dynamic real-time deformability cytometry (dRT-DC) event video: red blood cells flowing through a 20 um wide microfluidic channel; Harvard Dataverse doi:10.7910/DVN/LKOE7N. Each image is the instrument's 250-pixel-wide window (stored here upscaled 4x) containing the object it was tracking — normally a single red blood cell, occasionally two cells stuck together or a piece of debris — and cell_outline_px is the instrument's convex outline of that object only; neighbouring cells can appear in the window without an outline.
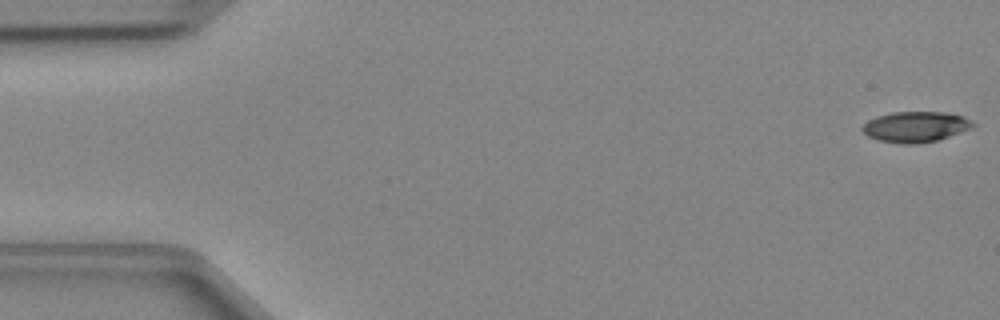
{"species": "Egyptian fruit bat (a non-hibernating species)", "species_latin": "Rousettus aegyptiacus", "temperature_condition": "cold", "stored_images_in_passage": 47, "camera_frame_rate_fps": 3000, "um_per_image_px": 0.085, "animal": {"sex": "female"}, "frame": {"image": 1, "passage_image": 1, "time_ms": 0.0, "image_size_px": [1000, 320], "cell_outline_px": [[976, 124], [972, 128], [936, 140], [916, 144], [900, 144], [880, 140], [868, 136], [860, 128], [868, 120], [876, 116], [892, 112], [948, 112], [964, 116], [972, 120]], "centroid_in_image_um": [77.83, 10.76], "position_along_channel_um": 7.2, "area_um2": 19.77}}
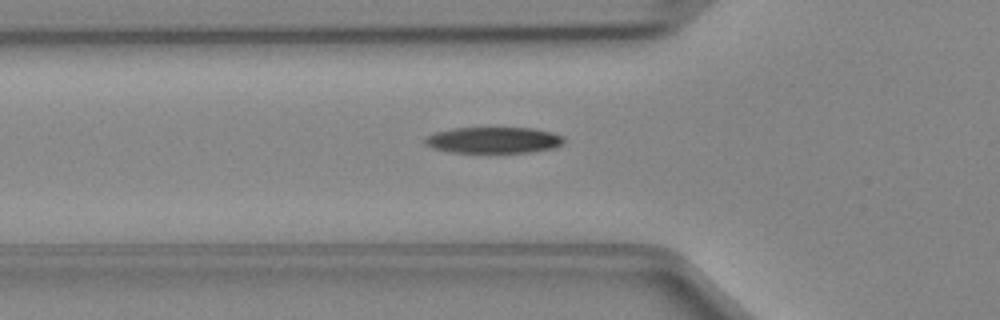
{"frame": {"image": 2, "passage_image": 16, "time_ms": 5.0, "image_size_px": [1000, 320], "cell_outline_px": [[564, 144], [556, 148], [532, 152], [448, 152], [432, 148], [424, 144], [424, 140], [428, 136], [436, 132], [456, 128], [532, 128], [552, 132], [564, 136]], "centroid_in_image_um": [42.0, 11.91], "position_along_channel_um": 83.8, "area_um2": 21.27}}
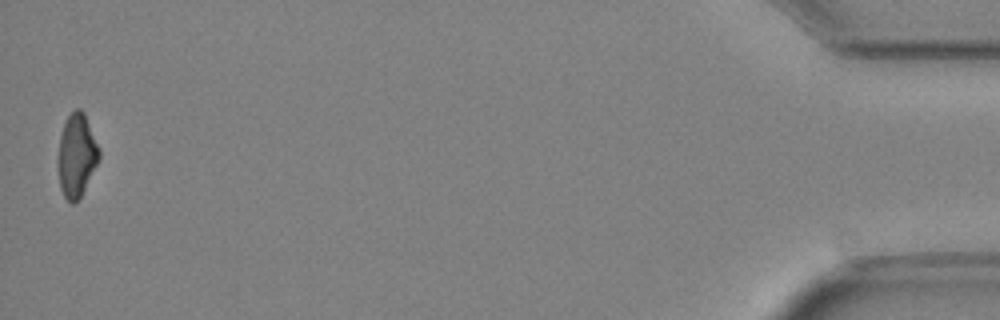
{"frame": {"image": 3, "passage_image": 47, "time_ms": 15.333, "image_size_px": [1000, 320], "cell_outline_px": [[100, 160], [80, 196], [72, 204], [64, 196], [60, 188], [60, 136], [64, 124], [68, 116], [76, 108], [80, 108], [84, 112], [100, 148]], "centroid_in_image_um": [6.56, 13.17], "position_along_channel_um": 428.6, "area_um2": 19.36}}